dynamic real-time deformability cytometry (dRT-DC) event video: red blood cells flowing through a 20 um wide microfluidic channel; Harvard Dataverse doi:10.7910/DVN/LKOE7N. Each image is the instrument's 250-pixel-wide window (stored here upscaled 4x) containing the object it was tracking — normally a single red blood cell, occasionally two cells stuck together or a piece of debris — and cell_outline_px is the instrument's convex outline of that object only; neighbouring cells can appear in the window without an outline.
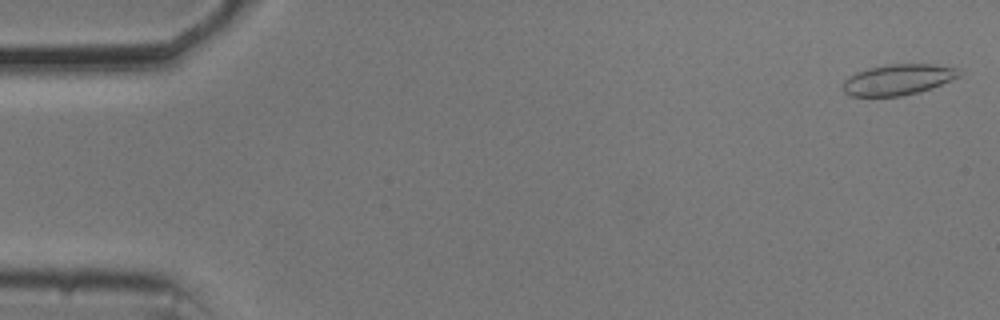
{"species": "common noctule bat (a hibernating species)", "species_latin": "Nyctalus noctula", "temperature_condition": "cold", "stored_images_in_passage": 6, "camera_frame_rate_fps": 3000, "um_per_image_px": 0.085, "animal": {"sex": "male", "body_mass_g": 20.5, "forearm_length_mm": 52.5}, "frame": {"image": 1, "passage_image": 1, "time_ms": 0.0, "image_size_px": [1000, 320], "cell_outline_px": [[964, 72], [960, 76], [932, 88], [900, 96], [848, 96], [840, 88], [844, 80], [848, 76], [856, 72], [868, 68], [888, 64], [932, 64], [956, 68]], "centroid_in_image_um": [76.29, 6.76], "position_along_channel_um": 8.7, "area_um2": 20.98}}